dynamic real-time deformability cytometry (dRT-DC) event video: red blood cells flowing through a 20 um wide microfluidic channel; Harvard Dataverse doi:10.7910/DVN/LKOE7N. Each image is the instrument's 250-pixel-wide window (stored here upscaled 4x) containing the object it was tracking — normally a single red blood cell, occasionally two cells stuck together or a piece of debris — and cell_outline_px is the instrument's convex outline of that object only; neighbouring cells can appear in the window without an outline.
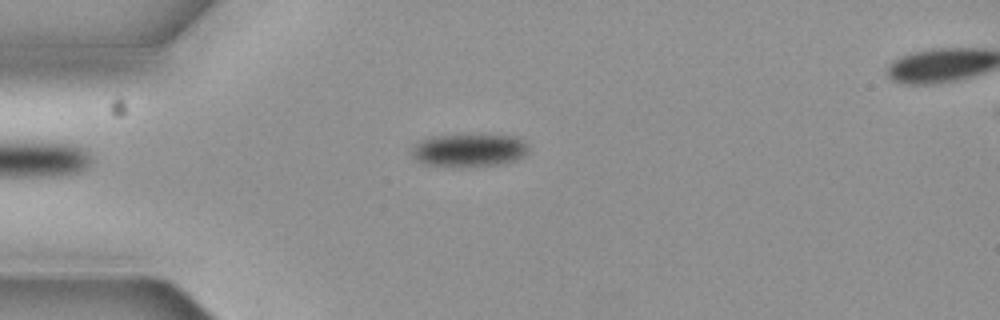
{"species": "common noctule bat (a hibernating species)", "species_latin": "Nyctalus noctula", "temperature_condition": "cold", "stored_images_in_passage": 7, "camera_frame_rate_fps": 3000, "um_per_image_px": 0.085, "animal": {"sex": "female", "body_mass_g": 19.3, "forearm_length_mm": 54.1}, "frame": {"image": 1, "passage_image": 3, "time_ms": 0.667, "image_size_px": [1000, 320], "cell_outline_px": [[528, 148], [524, 156], [516, 160], [500, 164], [460, 168], [452, 168], [424, 164], [416, 160], [412, 152], [412, 148], [420, 140], [436, 136], [516, 136]], "centroid_in_image_um": [39.83, 12.82], "position_along_channel_um": 45.2, "area_um2": 22.2}}
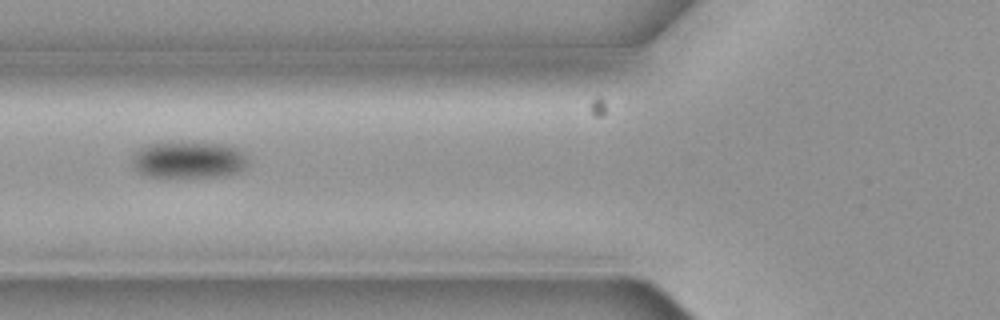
{"frame": {"image": 2, "passage_image": 5, "time_ms": 1.333, "image_size_px": [1000, 320], "cell_outline_px": [[248, 164], [244, 168], [236, 172], [224, 176], [148, 176], [140, 172], [132, 164], [132, 156], [140, 148], [148, 144], [228, 144], [236, 148], [248, 156]], "centroid_in_image_um": [16.07, 13.6], "position_along_channel_um": 109.7, "area_um2": 24.04}}